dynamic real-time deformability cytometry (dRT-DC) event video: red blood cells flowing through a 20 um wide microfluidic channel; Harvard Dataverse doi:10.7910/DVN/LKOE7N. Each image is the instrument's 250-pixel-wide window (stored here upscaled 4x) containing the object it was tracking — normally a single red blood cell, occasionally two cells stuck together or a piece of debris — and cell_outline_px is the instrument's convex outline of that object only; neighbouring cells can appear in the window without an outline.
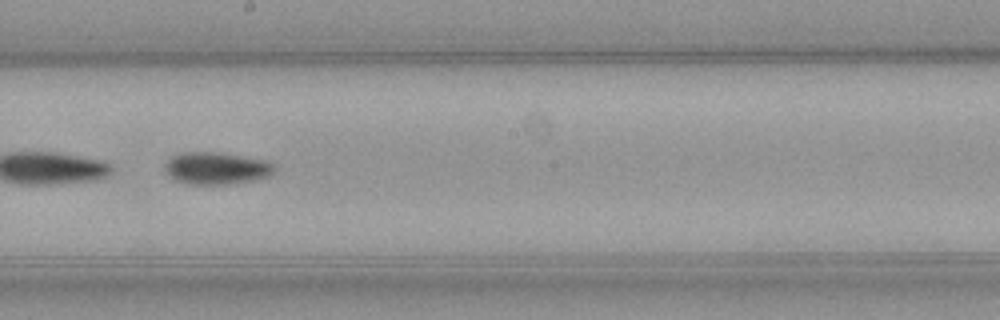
{"species": "common noctule bat (a hibernating species)", "species_latin": "Nyctalus noctula", "temperature_condition": "warm", "stored_images_in_passage": 49, "camera_frame_rate_fps": 3000, "um_per_image_px": 0.085, "animal": {"sex": "female", "body_mass_g": 21.9}, "frame": {"image": 1, "passage_image": 28, "time_ms": 9.0, "image_size_px": [1000, 320], "cell_outline_px": [[276, 168], [272, 176], [232, 184], [184, 184], [168, 176], [164, 168], [164, 164], [172, 156], [180, 152], [212, 152], [268, 160]], "centroid_in_image_um": [18.38, 14.31], "position_along_channel_um": 229.8, "area_um2": 20.69}, "authors_computed_cell_mechanics": {"area_um2": 20.9814, "velocity_mm_per_s": 4.0657, "shape_relaxation_time_tau1_ms": null, "shape_relaxation_time_tau2_ms": 5.5425, "deformation_change_tau1": null, "deformation_change_tau2": 0.1103}}